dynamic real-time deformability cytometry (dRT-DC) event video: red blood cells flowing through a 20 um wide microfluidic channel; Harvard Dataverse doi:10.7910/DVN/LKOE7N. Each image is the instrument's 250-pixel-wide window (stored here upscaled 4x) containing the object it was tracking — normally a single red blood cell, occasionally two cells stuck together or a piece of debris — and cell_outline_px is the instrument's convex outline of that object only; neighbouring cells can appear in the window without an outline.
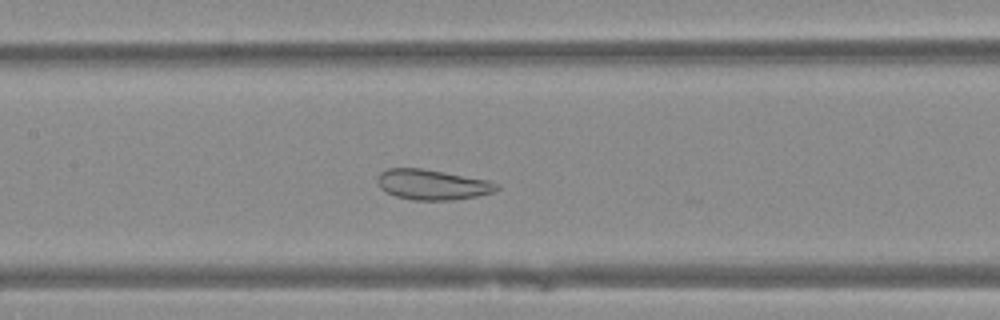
{"species": "Egyptian fruit bat (a non-hibernating species)", "species_latin": "Rousettus aegyptiacus", "temperature_condition": "warm", "stored_images_in_passage": 18, "camera_frame_rate_fps": 3000, "um_per_image_px": 0.085, "animal": {"sex": "female"}, "frame": {"image": 1, "passage_image": 10, "time_ms": 3.0, "image_size_px": [1000, 320], "cell_outline_px": [[500, 188], [496, 192], [476, 196], [452, 200], [412, 200], [396, 196], [380, 188], [376, 180], [376, 176], [380, 172], [388, 168], [424, 168], [488, 180], [500, 184]], "centroid_in_image_um": [36.76, 15.68], "position_along_channel_um": 170.6, "area_um2": 21.27}}
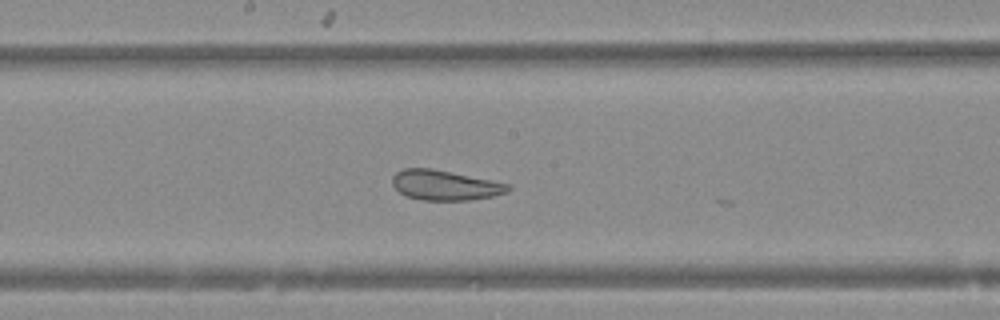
{"frame": {"image": 2, "passage_image": 13, "time_ms": 4.0, "image_size_px": [1000, 320], "cell_outline_px": [[512, 188], [508, 192], [492, 196], [468, 200], [424, 200], [404, 196], [392, 184], [392, 176], [396, 172], [404, 168], [432, 168], [508, 184]], "centroid_in_image_um": [37.78, 15.74], "position_along_channel_um": 210.4, "area_um2": 20.06}}
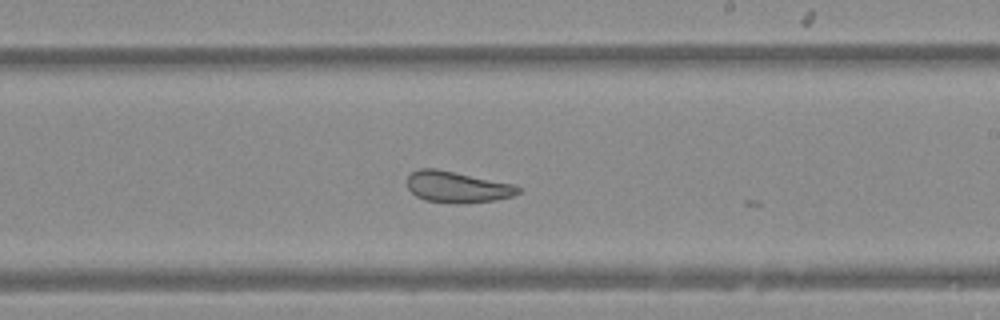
{"frame": {"image": 3, "passage_image": 16, "time_ms": 5.0, "image_size_px": [1000, 320], "cell_outline_px": [[524, 188], [520, 192], [512, 196], [496, 200], [456, 204], [424, 200], [416, 196], [408, 188], [408, 176], [412, 172], [420, 168], [436, 168], [516, 184]], "centroid_in_image_um": [38.91, 15.89], "position_along_channel_um": 250.1, "area_um2": 20.46}}